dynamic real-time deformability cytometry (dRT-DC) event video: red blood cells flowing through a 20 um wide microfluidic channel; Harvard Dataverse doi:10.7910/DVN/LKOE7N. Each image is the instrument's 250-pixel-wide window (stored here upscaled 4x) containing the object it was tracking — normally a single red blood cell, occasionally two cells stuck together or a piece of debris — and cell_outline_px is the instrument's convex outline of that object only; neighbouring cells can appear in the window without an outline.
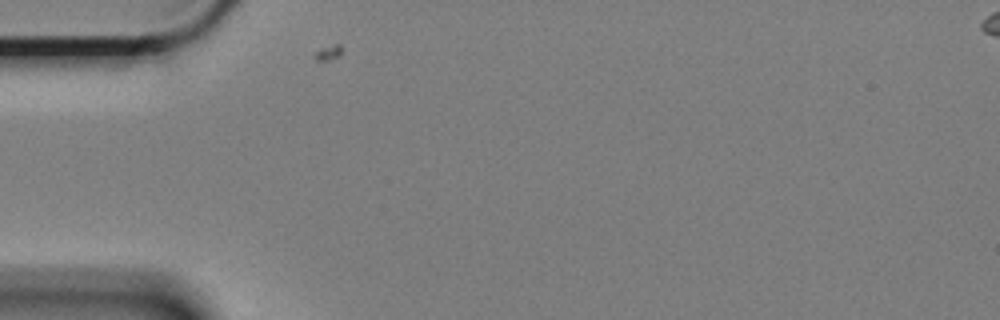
{"species": "Egyptian fruit bat (a non-hibernating species)", "species_latin": "Rousettus aegyptiacus", "temperature_condition": "cold", "stored_images_in_passage": 3, "camera_frame_rate_fps": 3000, "um_per_image_px": 0.085, "animal": {"sex": "female"}, "frame": {"image": 1, "passage_image": 2, "time_ms": 0.333, "image_size_px": [1000, 320], "cell_outline_px": [[200, 288], [196, 288], [76, 272], [64, 268], [56, 264], [60, 260], [72, 260], [152, 264], [172, 272], [188, 280]], "centroid_in_image_um": [10.82, 23.09], "position_along_channel_um": 74.2, "area_um2": 13.06}}